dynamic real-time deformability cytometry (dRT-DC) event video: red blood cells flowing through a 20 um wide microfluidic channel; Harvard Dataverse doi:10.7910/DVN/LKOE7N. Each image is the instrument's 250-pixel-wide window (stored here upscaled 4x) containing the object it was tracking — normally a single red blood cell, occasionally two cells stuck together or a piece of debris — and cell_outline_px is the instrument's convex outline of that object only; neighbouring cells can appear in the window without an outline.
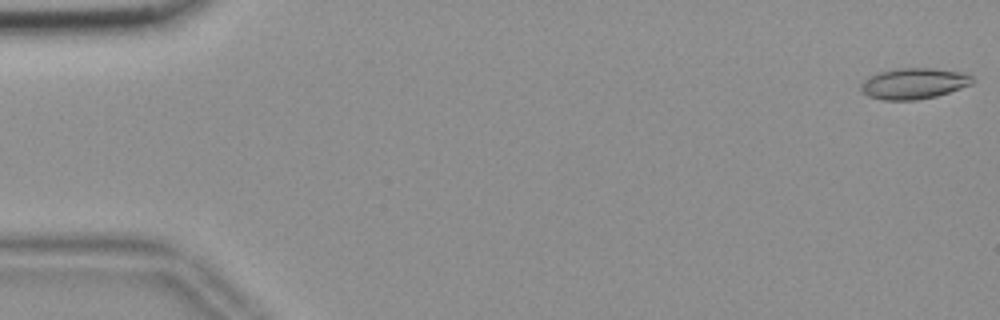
{"species": "common noctule bat (a hibernating species)", "species_latin": "Nyctalus noctula", "temperature_condition": "room temperature", "stored_images_in_passage": 55, "camera_frame_rate_fps": 3000, "um_per_image_px": 0.085, "animal": {"sex": "female", "body_mass_g": 18.4}, "frame": {"image": 1, "passage_image": 1, "time_ms": 0.0, "image_size_px": [1000, 320], "cell_outline_px": [[972, 84], [936, 96], [916, 100], [884, 100], [868, 96], [860, 92], [860, 84], [868, 76], [880, 72], [896, 68], [932, 68], [960, 72], [972, 76]], "centroid_in_image_um": [77.61, 7.1], "position_along_channel_um": 7.4, "area_um2": 20.06}}
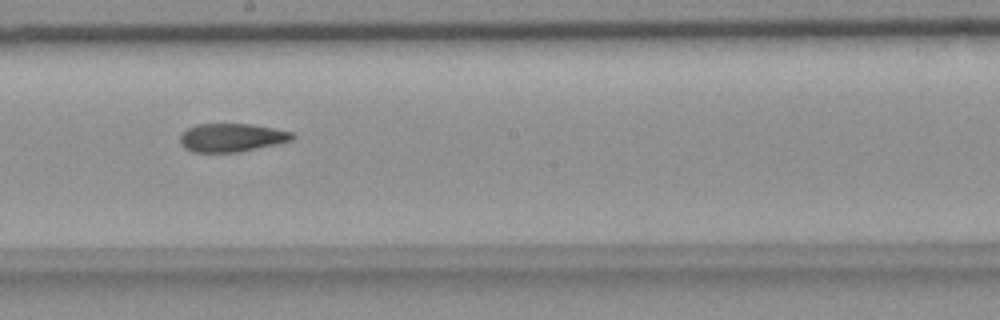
{"frame": {"image": 2, "passage_image": 31, "time_ms": 10.0, "image_size_px": [1000, 320], "cell_outline_px": [[296, 136], [292, 140], [276, 144], [240, 152], [192, 152], [184, 148], [180, 144], [180, 136], [188, 128], [196, 124], [248, 124], [272, 128], [292, 132]], "centroid_in_image_um": [19.67, 11.7], "position_along_channel_um": 228.5, "area_um2": 18.5}}
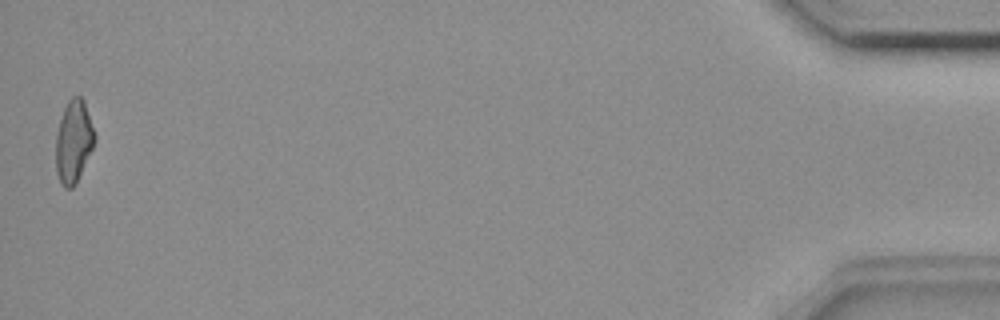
{"frame": {"image": 3, "passage_image": 55, "time_ms": 18.0, "image_size_px": [1000, 320], "cell_outline_px": [[96, 140], [72, 188], [64, 188], [60, 184], [56, 172], [56, 132], [64, 108], [68, 100], [72, 96], [80, 96], [84, 100], [96, 136]], "centroid_in_image_um": [6.24, 11.99], "position_along_channel_um": 429.0, "area_um2": 18.44}, "authors_computed_cell_mechanics": {"area_um2": 19.0162, "velocity_mm_per_s": 3.6825, "shape_relaxation_time_tau1_ms": null, "shape_relaxation_time_tau2_ms": 3.2337, "deformation_change_tau1": null, "deformation_change_tau2": 0.1109}}